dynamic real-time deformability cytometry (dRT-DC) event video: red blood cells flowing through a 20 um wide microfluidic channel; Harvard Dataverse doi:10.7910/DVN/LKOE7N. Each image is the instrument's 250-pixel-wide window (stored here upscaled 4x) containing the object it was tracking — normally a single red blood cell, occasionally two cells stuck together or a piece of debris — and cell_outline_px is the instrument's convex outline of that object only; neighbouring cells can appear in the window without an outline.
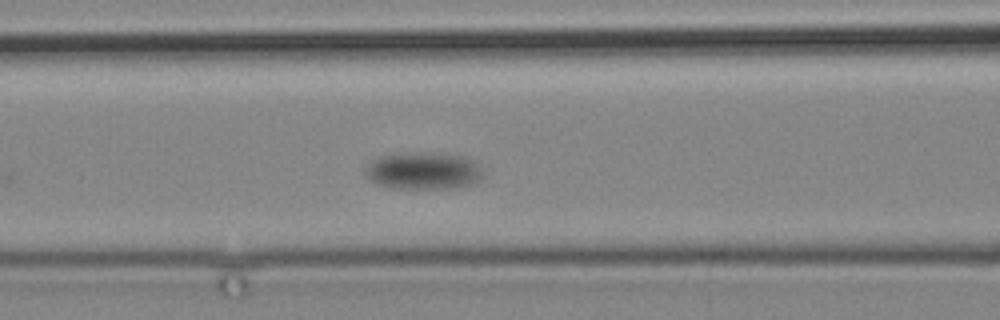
{"species": "common noctule bat (a hibernating species)", "species_latin": "Nyctalus noctula", "temperature_condition": "cold", "stored_images_in_passage": 9, "camera_frame_rate_fps": 3000, "um_per_image_px": 0.085, "animal": {"sex": "male", "body_mass_g": 19.2, "forearm_length_mm": 51.8}, "frame": {"image": 1, "passage_image": 4, "time_ms": 3.667, "image_size_px": [1000, 320], "cell_outline_px": [[484, 176], [476, 184], [456, 188], [396, 188], [380, 184], [372, 180], [364, 172], [364, 168], [372, 160], [380, 156], [412, 152], [432, 152], [464, 156], [480, 160]], "centroid_in_image_um": [36.11, 14.5], "position_along_channel_um": 130.5, "area_um2": 26.07}}
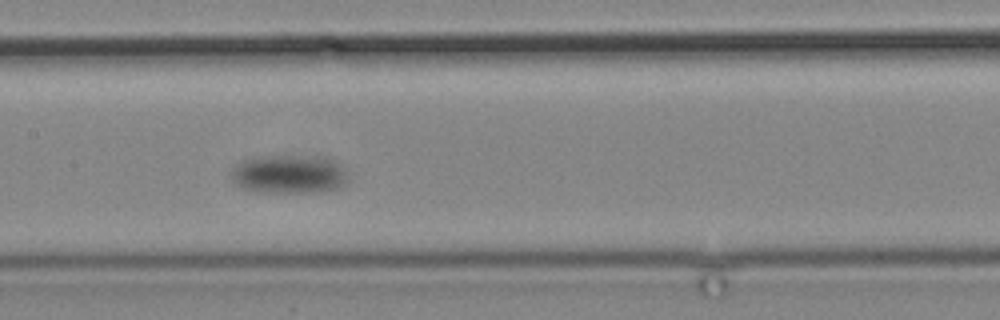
{"frame": {"image": 2, "passage_image": 6, "time_ms": 6.0, "image_size_px": [1000, 320], "cell_outline_px": [[348, 180], [340, 188], [328, 192], [256, 192], [244, 188], [236, 184], [232, 180], [232, 172], [244, 160], [264, 156], [272, 156], [328, 160], [336, 164], [348, 176]], "centroid_in_image_um": [24.55, 14.88], "position_along_channel_um": 182.8, "area_um2": 25.2}}
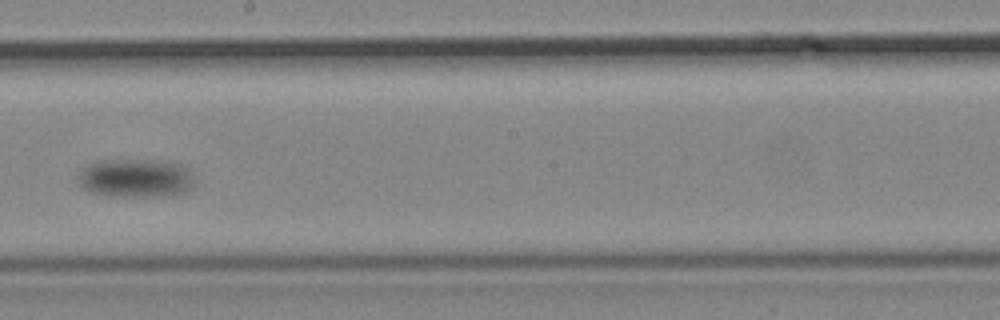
{"frame": {"image": 3, "passage_image": 8, "time_ms": 8.333, "image_size_px": [1000, 320], "cell_outline_px": [[192, 184], [188, 192], [172, 196], [112, 196], [92, 192], [84, 188], [80, 184], [76, 176], [88, 164], [96, 160], [156, 160], [180, 164], [188, 172], [192, 180]], "centroid_in_image_um": [11.49, 15.14], "position_along_channel_um": 236.7, "area_um2": 26.07}}